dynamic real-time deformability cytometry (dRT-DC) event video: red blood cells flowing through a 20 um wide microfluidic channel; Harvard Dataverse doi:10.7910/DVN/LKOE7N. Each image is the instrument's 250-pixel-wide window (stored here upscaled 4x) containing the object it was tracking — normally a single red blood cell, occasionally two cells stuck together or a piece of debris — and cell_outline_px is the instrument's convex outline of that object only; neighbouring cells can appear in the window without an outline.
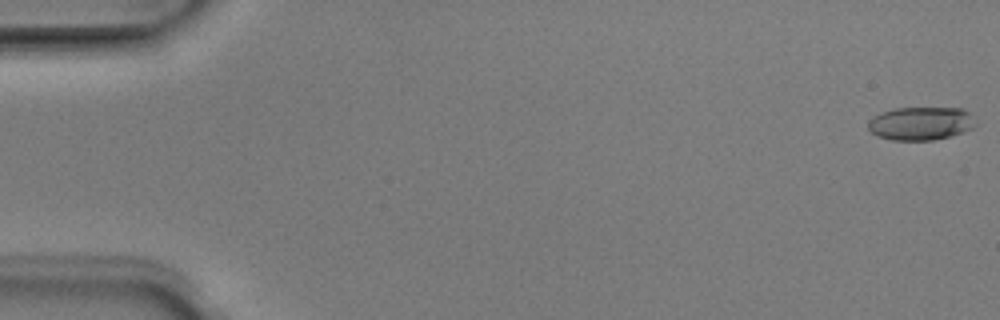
{"species": "Egyptian fruit bat (a non-hibernating species)", "species_latin": "Rousettus aegyptiacus", "temperature_condition": "room temperature", "stored_images_in_passage": 51, "camera_frame_rate_fps": 3000, "um_per_image_px": 0.085, "animal": {"sex": "male"}, "frame": {"image": 1, "passage_image": 1, "time_ms": 0.0, "image_size_px": [1000, 320], "cell_outline_px": [[976, 124], [972, 128], [964, 132], [952, 136], [932, 140], [892, 140], [876, 136], [868, 128], [868, 120], [880, 112], [896, 108], [964, 108], [968, 112]], "centroid_in_image_um": [78.25, 10.49], "position_along_channel_um": 6.8, "area_um2": 20.92}}
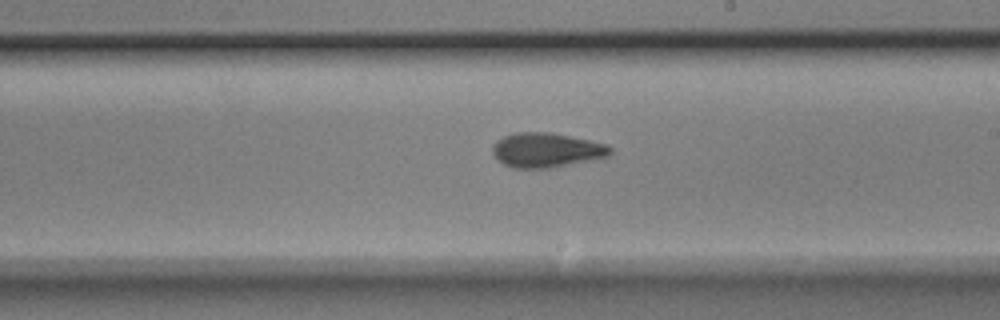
{"frame": {"image": 2, "passage_image": 30, "time_ms": 9.667, "image_size_px": [1000, 320], "cell_outline_px": [[612, 152], [608, 156], [600, 160], [548, 168], [516, 168], [504, 164], [492, 152], [492, 148], [496, 140], [504, 136], [516, 132], [548, 132], [608, 144], [612, 148]], "centroid_in_image_um": [46.51, 12.77], "position_along_channel_um": 242.5, "area_um2": 23.81}}
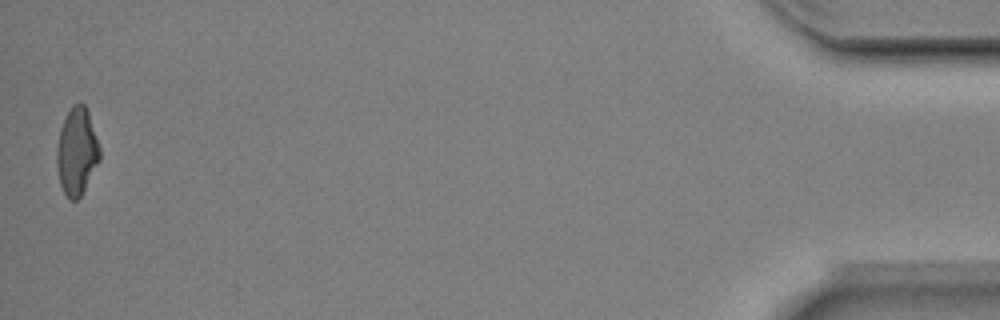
{"frame": {"image": 3, "passage_image": 51, "time_ms": 16.667, "image_size_px": [1000, 320], "cell_outline_px": [[100, 160], [80, 196], [76, 200], [68, 200], [60, 184], [56, 164], [56, 148], [60, 128], [72, 104], [80, 100], [84, 104], [88, 112], [100, 148]], "centroid_in_image_um": [6.51, 12.86], "position_along_channel_um": 428.7, "area_um2": 21.85}, "authors_computed_cell_mechanics": {"area_um2": 22.0218, "velocity_mm_per_s": 3.9794, "shape_relaxation_time_tau1_ms": 3.8282, "shape_relaxation_time_tau2_ms": 2.4379, "deformation_change_tau1": 0.1537, "deformation_change_tau2": 0.0907}}